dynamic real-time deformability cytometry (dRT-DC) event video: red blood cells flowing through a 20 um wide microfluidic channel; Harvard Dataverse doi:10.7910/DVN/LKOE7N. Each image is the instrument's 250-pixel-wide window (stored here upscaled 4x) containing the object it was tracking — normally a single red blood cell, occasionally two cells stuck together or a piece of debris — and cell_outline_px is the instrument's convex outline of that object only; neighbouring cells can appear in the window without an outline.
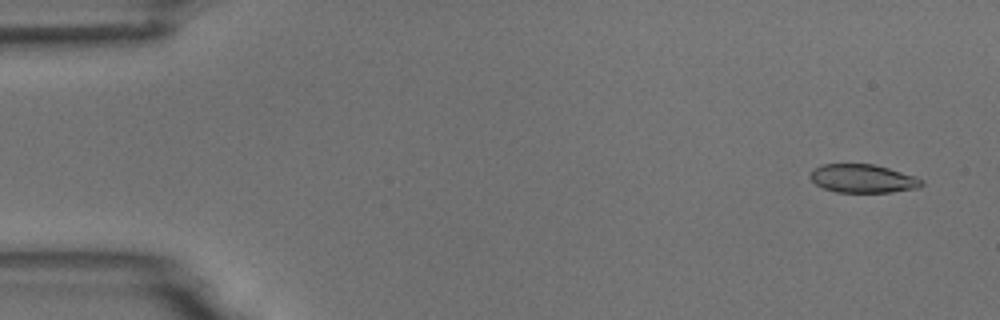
{"species": "common noctule bat (a hibernating species)", "species_latin": "Nyctalus noctula", "temperature_condition": "room temperature", "stored_images_in_passage": 10, "camera_frame_rate_fps": 3000, "um_per_image_px": 0.085, "animal": {"sex": "male", "body_mass_g": 18.8}, "frame": {"image": 1, "passage_image": 1, "time_ms": 0.0, "image_size_px": [1000, 320], "cell_outline_px": [[924, 184], [920, 188], [892, 192], [836, 192], [824, 188], [816, 184], [808, 176], [812, 168], [820, 164], [872, 164], [888, 168], [916, 176], [924, 180]], "centroid_in_image_um": [73.35, 15.17], "position_along_channel_um": 11.7, "area_um2": 18.67}}
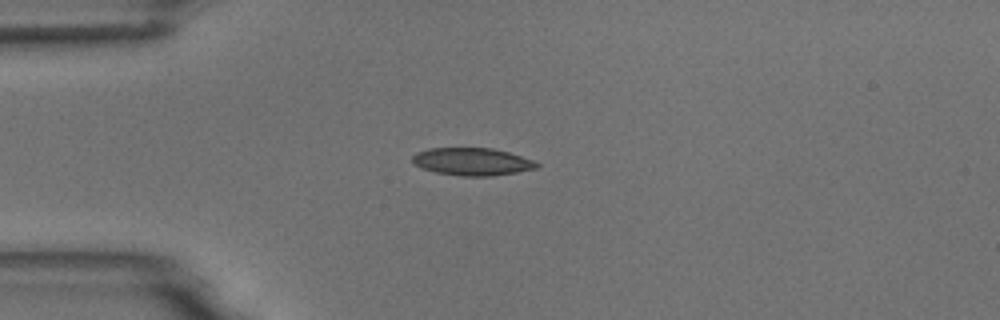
{"frame": {"image": 2, "passage_image": 4, "time_ms": 3.667, "image_size_px": [1000, 320], "cell_outline_px": [[540, 164], [536, 168], [516, 172], [492, 176], [460, 176], [436, 172], [424, 168], [416, 164], [412, 160], [412, 156], [416, 152], [428, 148], [492, 148], [508, 152], [532, 160]], "centroid_in_image_um": [40.12, 13.73], "position_along_channel_um": 44.9, "area_um2": 19.77}}
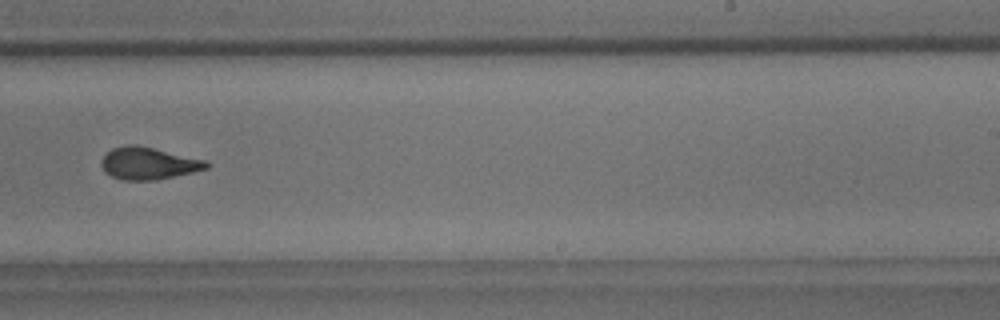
{"frame": {"image": 3, "passage_image": 10, "time_ms": 10.333, "image_size_px": [1000, 320], "cell_outline_px": [[212, 164], [208, 168], [192, 172], [156, 180], [120, 180], [104, 172], [100, 164], [100, 160], [112, 148], [128, 144], [136, 144], [208, 160]], "centroid_in_image_um": [12.62, 13.88], "position_along_channel_um": 276.4, "area_um2": 19.94}}